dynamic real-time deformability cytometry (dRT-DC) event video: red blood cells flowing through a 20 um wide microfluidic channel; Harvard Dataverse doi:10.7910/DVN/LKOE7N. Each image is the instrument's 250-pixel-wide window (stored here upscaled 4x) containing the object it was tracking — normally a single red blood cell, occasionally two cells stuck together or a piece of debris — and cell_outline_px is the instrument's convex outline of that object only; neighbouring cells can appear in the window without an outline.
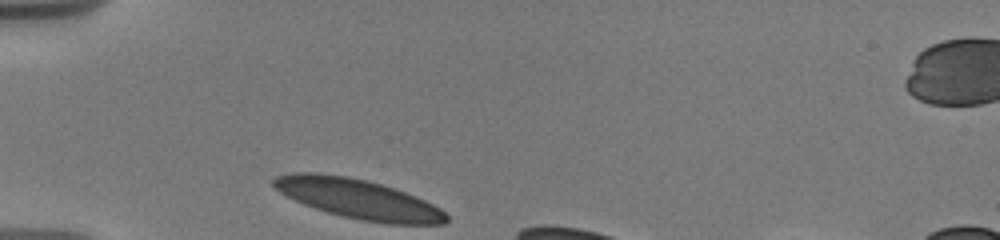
{"species": "human", "species_latin": "Homo sapiens", "temperature_condition": "warm", "stored_images_in_passage": 6, "camera_frame_rate_fps": 3000, "um_per_image_px": 0.085, "donor": {"sex": "male"}, "frame": {"image": 1, "passage_image": 1, "time_ms": 0.0, "image_size_px": [1000, 240], "cell_outline_px": [[448, 220], [444, 224], [388, 224], [360, 220], [328, 212], [304, 204], [280, 192], [272, 184], [272, 180], [276, 176], [292, 172], [316, 172], [348, 176], [368, 180], [416, 196], [440, 208], [448, 216]], "centroid_in_image_um": [30.45, 16.9], "position_along_channel_um": 54.6, "area_um2": 39.65}}
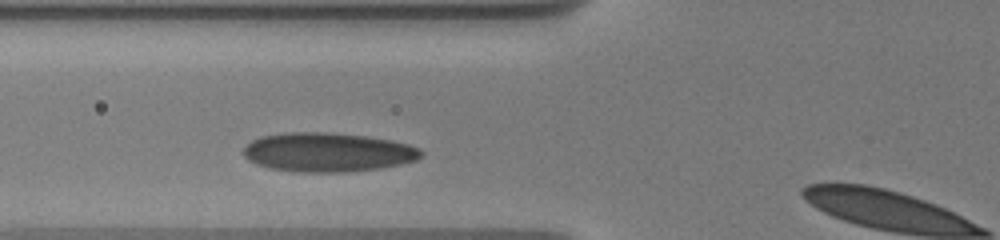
{"frame": {"image": 2, "passage_image": 5, "time_ms": 1.667, "image_size_px": [1000, 240], "cell_outline_px": [[424, 152], [416, 160], [400, 164], [380, 168], [344, 172], [300, 172], [272, 168], [256, 164], [248, 160], [244, 156], [244, 148], [252, 140], [260, 136], [284, 132], [324, 132], [364, 136], [392, 140], [408, 144], [420, 148]], "centroid_in_image_um": [27.85, 12.93], "position_along_channel_um": 97.9, "area_um2": 40.4}}